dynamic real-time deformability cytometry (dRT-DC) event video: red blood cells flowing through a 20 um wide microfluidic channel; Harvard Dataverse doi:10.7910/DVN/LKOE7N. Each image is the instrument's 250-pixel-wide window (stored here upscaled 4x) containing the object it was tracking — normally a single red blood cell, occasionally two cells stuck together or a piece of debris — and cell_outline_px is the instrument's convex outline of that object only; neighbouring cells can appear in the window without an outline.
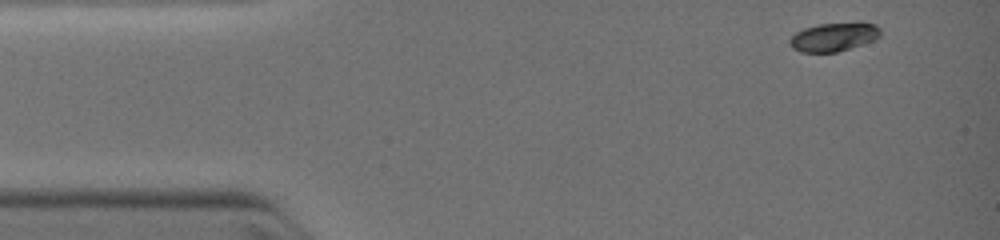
{"species": "common noctule bat (a hibernating species)", "species_latin": "Nyctalus noctula", "temperature_condition": "warm", "stored_images_in_passage": 22, "camera_frame_rate_fps": 3000, "um_per_image_px": 0.085, "animal": {"sex": "female", "body_mass_g": 19.0, "forearm_length_mm": 51.5}, "frame": {"image": 1, "passage_image": 1, "time_ms": 0.0, "image_size_px": [1000, 240], "cell_outline_px": [[880, 36], [876, 40], [836, 52], [800, 52], [792, 48], [788, 40], [796, 32], [804, 28], [820, 24], [876, 24], [880, 28]], "centroid_in_image_um": [70.84, 3.17], "position_along_channel_um": 14.2, "area_um2": 14.8}}
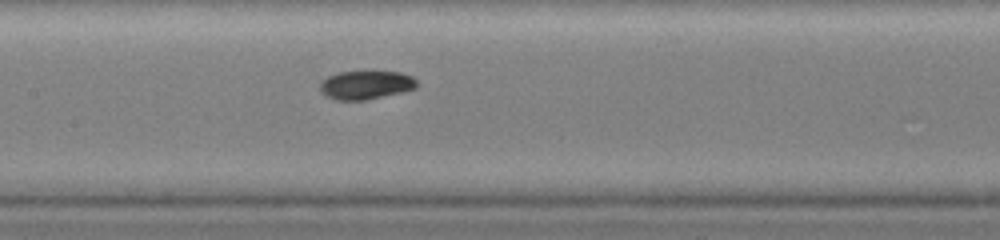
{"frame": {"image": 2, "passage_image": 14, "time_ms": 5.0, "image_size_px": [1000, 240], "cell_outline_px": [[420, 84], [416, 88], [400, 92], [364, 100], [340, 100], [328, 96], [320, 92], [320, 80], [328, 76], [340, 72], [400, 72], [412, 76]], "centroid_in_image_um": [31.1, 7.21], "position_along_channel_um": 176.3, "area_um2": 15.95}}
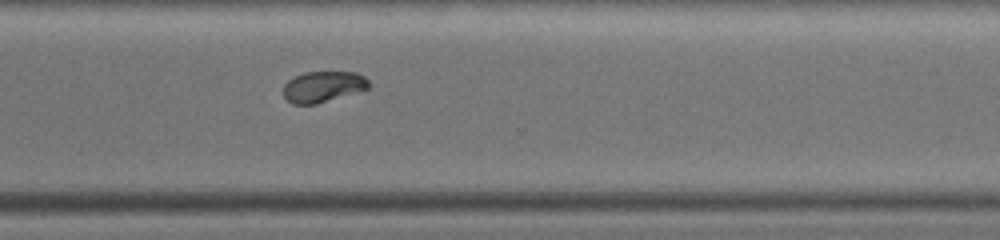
{"frame": {"image": 3, "passage_image": 22, "time_ms": 8.333, "image_size_px": [1000, 240], "cell_outline_px": [[368, 88], [316, 104], [292, 104], [284, 96], [284, 84], [288, 80], [304, 72], [356, 72], [364, 76], [368, 80]], "centroid_in_image_um": [27.43, 7.36], "position_along_channel_um": 343.2, "area_um2": 15.14}}